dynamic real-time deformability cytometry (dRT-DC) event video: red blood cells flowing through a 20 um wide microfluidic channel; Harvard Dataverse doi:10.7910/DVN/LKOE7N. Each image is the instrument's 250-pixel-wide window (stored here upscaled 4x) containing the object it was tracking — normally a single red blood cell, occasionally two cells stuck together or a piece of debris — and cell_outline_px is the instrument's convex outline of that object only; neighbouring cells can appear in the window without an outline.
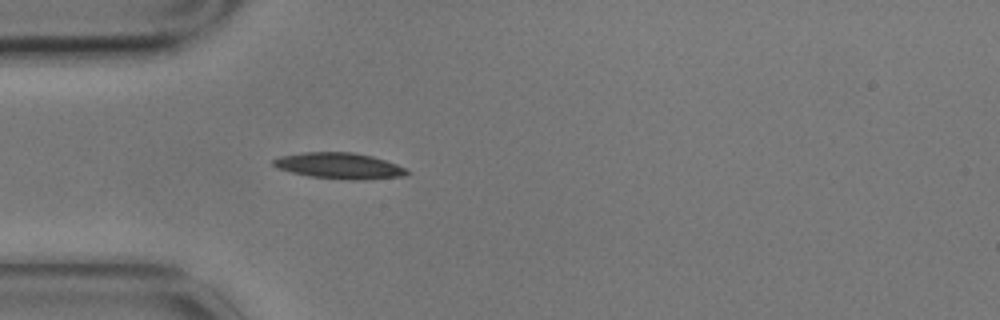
{"species": "common noctule bat (a hibernating species)", "species_latin": "Nyctalus noctula", "temperature_condition": "cold", "stored_images_in_passage": 5, "camera_frame_rate_fps": 3000, "um_per_image_px": 0.085, "animal": {"sex": "male", "body_mass_g": 17.9}, "frame": {"image": 1, "passage_image": 5, "time_ms": 1.333, "image_size_px": [1000, 320], "cell_outline_px": [[412, 172], [404, 176], [368, 180], [352, 180], [308, 176], [276, 168], [272, 164], [272, 160], [280, 156], [304, 152], [352, 152], [372, 156], [396, 164]], "centroid_in_image_um": [28.85, 14.1], "position_along_channel_um": 56.2, "area_um2": 20.35}}